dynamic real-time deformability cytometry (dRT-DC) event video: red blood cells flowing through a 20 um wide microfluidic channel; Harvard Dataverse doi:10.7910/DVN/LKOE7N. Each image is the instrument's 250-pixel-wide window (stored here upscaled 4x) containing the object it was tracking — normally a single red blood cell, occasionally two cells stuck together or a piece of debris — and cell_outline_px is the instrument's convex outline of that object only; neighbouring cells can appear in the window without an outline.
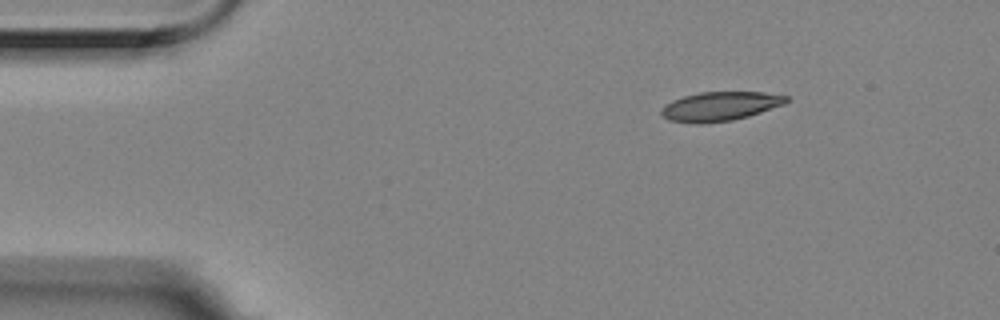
{"species": "Egyptian fruit bat (a non-hibernating species)", "species_latin": "Rousettus aegyptiacus", "temperature_condition": "room temperature", "stored_images_in_passage": 4, "camera_frame_rate_fps": 3000, "um_per_image_px": 0.085, "animal": {"sex": "female"}, "frame": {"image": 1, "passage_image": 1, "time_ms": 0.0, "image_size_px": [1000, 320], "cell_outline_px": [[788, 100], [784, 104], [748, 116], [732, 120], [700, 124], [696, 124], [668, 120], [660, 112], [660, 108], [664, 104], [672, 100], [684, 96], [700, 92], [764, 92], [788, 96]], "centroid_in_image_um": [61.16, 9.03], "position_along_channel_um": 23.8, "area_um2": 21.21}}
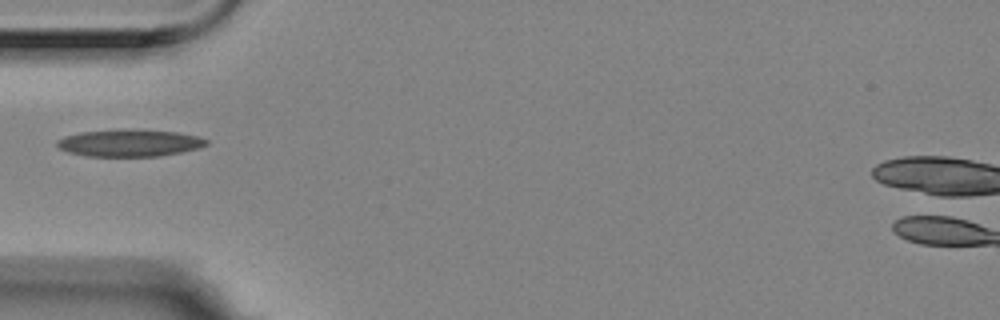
{"frame": {"image": 2, "passage_image": 4, "time_ms": 1.0, "image_size_px": [1000, 320], "cell_outline_px": [[208, 144], [200, 148], [160, 156], [88, 156], [68, 152], [60, 148], [56, 144], [56, 140], [64, 136], [80, 132], [128, 128], [132, 128], [176, 132], [196, 136], [208, 140]], "centroid_in_image_um": [11.0, 12.14], "position_along_channel_um": 74.0, "area_um2": 23.76}}